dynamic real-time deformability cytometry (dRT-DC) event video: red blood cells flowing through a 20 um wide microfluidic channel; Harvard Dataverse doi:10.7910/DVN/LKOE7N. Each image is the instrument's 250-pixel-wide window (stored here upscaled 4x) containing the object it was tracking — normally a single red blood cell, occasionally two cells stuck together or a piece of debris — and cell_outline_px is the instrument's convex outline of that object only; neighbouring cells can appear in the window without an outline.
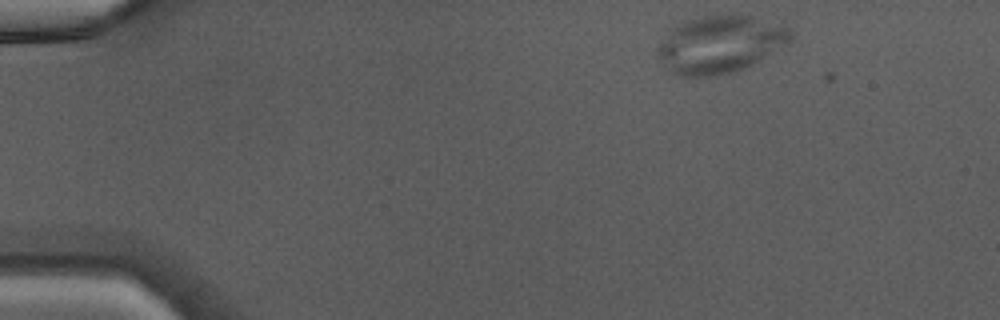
{"species": "Egyptian fruit bat (a non-hibernating species)", "species_latin": "Rousettus aegyptiacus", "temperature_condition": "warm", "stored_images_in_passage": 40, "camera_frame_rate_fps": 3000, "um_per_image_px": 0.085, "animal": {"sex": "male"}, "frame": {"image": 1, "passage_image": 1, "time_ms": 0.0, "image_size_px": [1000, 320], "cell_outline_px": [[792, 40], [788, 44], [752, 64], [744, 68], [732, 72], [712, 76], [676, 76], [656, 56], [656, 48], [672, 28], [680, 20], [704, 16], [732, 12], [752, 16], [788, 24], [792, 32]], "centroid_in_image_um": [61.24, 3.71], "position_along_channel_um": 23.8, "area_um2": 45.37}}
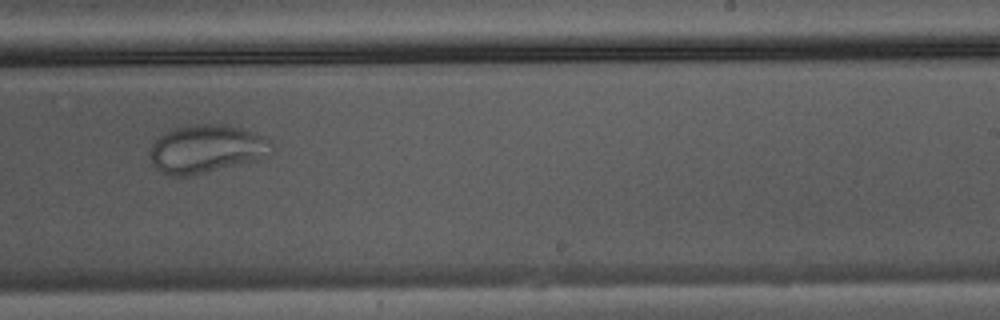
{"frame": {"image": 2, "passage_image": 24, "time_ms": 7.667, "image_size_px": [1000, 320], "cell_outline_px": [[276, 148], [268, 156], [256, 160], [188, 176], [168, 176], [156, 168], [152, 164], [148, 152], [152, 144], [160, 136], [176, 128], [188, 124], [220, 124], [240, 128], [272, 140]], "centroid_in_image_um": [17.55, 12.66], "position_along_channel_um": 271.4, "area_um2": 34.16}}
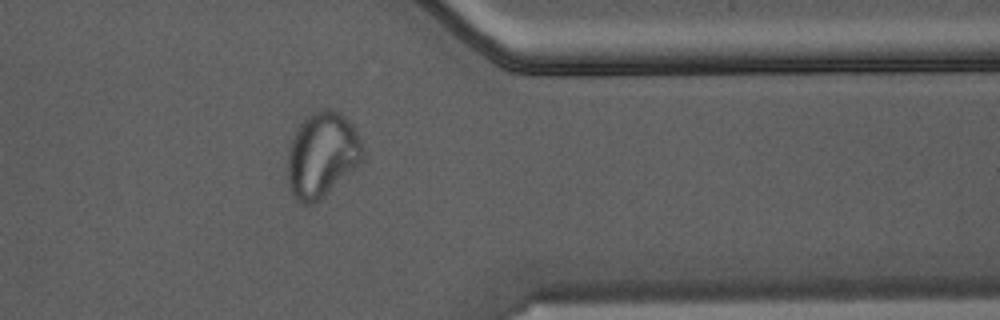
{"frame": {"image": 3, "passage_image": 32, "time_ms": 10.333, "image_size_px": [1000, 320], "cell_outline_px": [[364, 160], [360, 164], [324, 196], [312, 204], [300, 204], [296, 200], [292, 192], [288, 180], [288, 148], [292, 136], [296, 128], [312, 112], [324, 108], [332, 108], [340, 112], [352, 124], [364, 148]], "centroid_in_image_um": [27.38, 13.14], "position_along_channel_um": 384.0, "area_um2": 37.45}}